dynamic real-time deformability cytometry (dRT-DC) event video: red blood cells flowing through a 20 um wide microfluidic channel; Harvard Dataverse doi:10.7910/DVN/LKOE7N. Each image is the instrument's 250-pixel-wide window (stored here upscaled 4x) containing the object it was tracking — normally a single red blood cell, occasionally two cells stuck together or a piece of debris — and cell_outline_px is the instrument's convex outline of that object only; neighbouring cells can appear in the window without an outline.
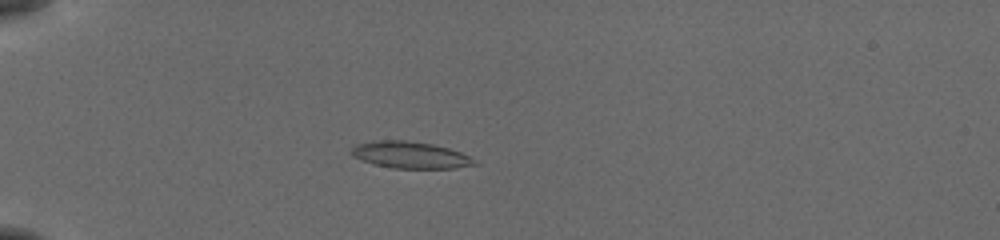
{"species": "common noctule bat (a hibernating species)", "species_latin": "Nyctalus noctula", "temperature_condition": "cold", "stored_images_in_passage": 55, "camera_frame_rate_fps": 3000, "um_per_image_px": 0.085, "animal": {"sex": "female", "body_mass_g": 19.5, "forearm_length_mm": 54.1}, "frame": {"image": 1, "passage_image": 17, "time_ms": 5.333, "image_size_px": [1000, 240], "cell_outline_px": [[480, 164], [456, 168], [392, 168], [372, 164], [352, 156], [352, 148], [356, 144], [372, 140], [404, 140], [432, 144], [448, 148], [460, 152], [476, 160]], "centroid_in_image_um": [34.87, 13.17], "position_along_channel_um": 50.1, "area_um2": 19.25}}
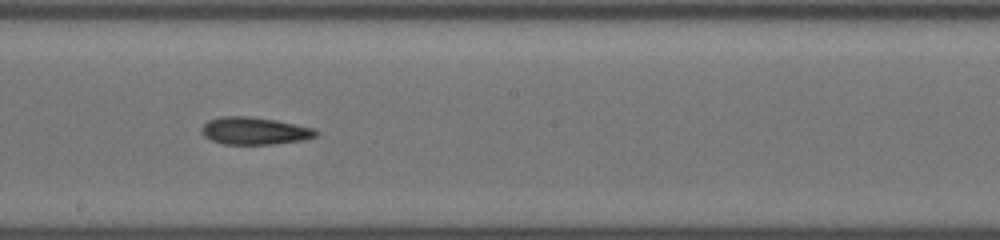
{"frame": {"image": 2, "passage_image": 33, "time_ms": 10.667, "image_size_px": [1000, 240], "cell_outline_px": [[320, 132], [316, 136], [304, 140], [272, 144], [224, 144], [212, 140], [204, 136], [200, 132], [200, 128], [208, 120], [220, 116], [248, 116], [272, 120], [316, 128]], "centroid_in_image_um": [21.62, 11.12], "position_along_channel_um": 226.6, "area_um2": 18.26}}
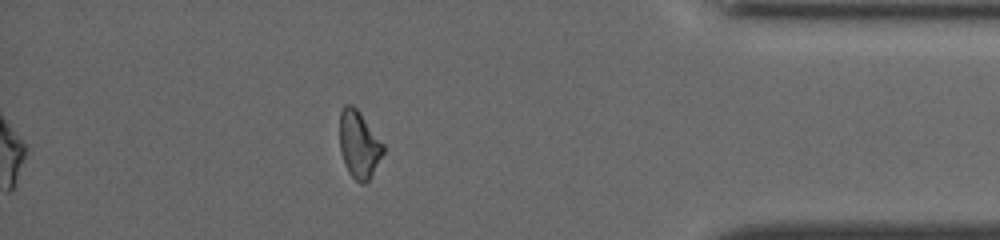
{"frame": {"image": 3, "passage_image": 49, "time_ms": 16.0, "image_size_px": [1000, 240], "cell_outline_px": [[384, 152], [368, 180], [364, 184], [360, 184], [348, 172], [344, 164], [340, 152], [340, 112], [344, 104], [352, 104], [360, 112], [384, 144]], "centroid_in_image_um": [30.5, 12.27], "position_along_channel_um": 404.7, "area_um2": 17.05}, "authors_computed_cell_mechanics": {"area_um2": 18.2648, "velocity_mm_per_s": 3.8789, "shape_relaxation_time_tau1_ms": 7.3625, "shape_relaxation_time_tau2_ms": null, "deformation_change_tau1": 0.1569, "deformation_change_tau2": null}}